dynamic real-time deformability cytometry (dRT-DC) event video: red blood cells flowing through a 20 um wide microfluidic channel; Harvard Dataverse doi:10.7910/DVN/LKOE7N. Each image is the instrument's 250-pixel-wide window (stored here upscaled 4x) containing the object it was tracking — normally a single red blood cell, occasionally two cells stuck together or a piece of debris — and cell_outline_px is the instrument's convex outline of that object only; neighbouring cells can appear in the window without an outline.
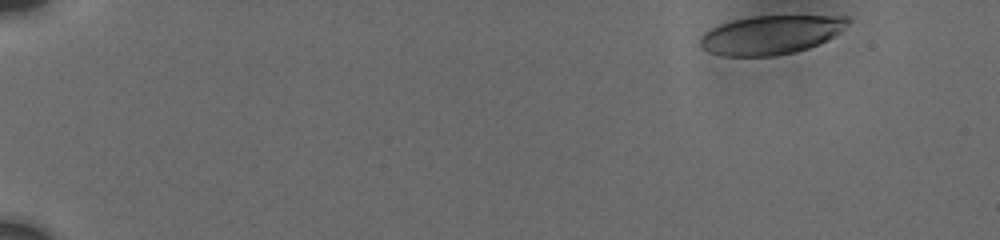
{"species": "human", "species_latin": "Homo sapiens", "temperature_condition": "cold", "stored_images_in_passage": 9, "camera_frame_rate_fps": 3000, "um_per_image_px": 0.085, "donor": {"sex": "male"}, "frame": {"image": 1, "passage_image": 1, "time_ms": 0.0, "image_size_px": [1000, 240], "cell_outline_px": [[852, 20], [840, 32], [828, 40], [820, 44], [796, 52], [776, 56], [720, 56], [708, 52], [700, 48], [700, 36], [704, 32], [720, 24], [732, 20], [752, 16], [848, 16]], "centroid_in_image_um": [65.52, 2.97], "position_along_channel_um": 19.5, "area_um2": 33.81}}
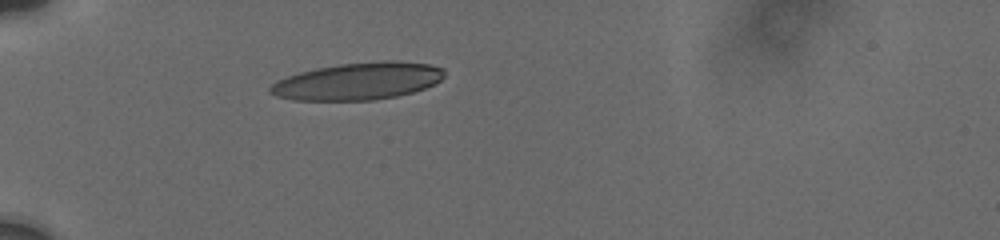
{"frame": {"image": 2, "passage_image": 7, "time_ms": 4.333, "image_size_px": [1000, 240], "cell_outline_px": [[444, 76], [436, 84], [412, 92], [396, 96], [372, 100], [292, 100], [276, 96], [268, 92], [268, 88], [276, 80], [300, 72], [316, 68], [340, 64], [380, 60], [396, 60], [428, 64], [444, 68]], "centroid_in_image_um": [30.42, 6.89], "position_along_channel_um": 54.6, "area_um2": 37.92}}
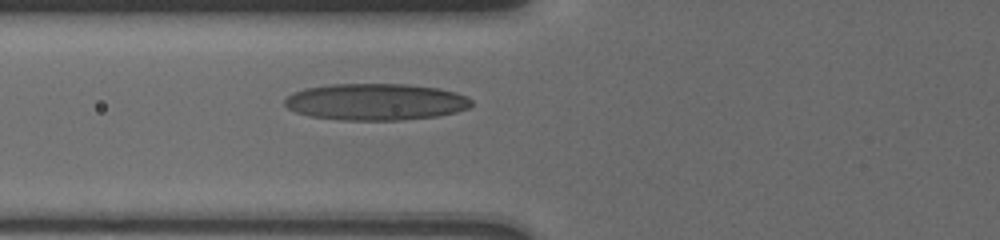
{"frame": {"image": 3, "passage_image": 9, "time_ms": 6.0, "image_size_px": [1000, 240], "cell_outline_px": [[472, 104], [468, 108], [456, 112], [436, 116], [400, 120], [340, 120], [308, 116], [296, 112], [288, 108], [284, 104], [284, 100], [292, 92], [304, 88], [332, 84], [408, 84], [440, 88], [456, 92], [468, 96], [472, 100]], "centroid_in_image_um": [31.93, 8.65], "position_along_channel_um": 93.9, "area_um2": 40.23}}